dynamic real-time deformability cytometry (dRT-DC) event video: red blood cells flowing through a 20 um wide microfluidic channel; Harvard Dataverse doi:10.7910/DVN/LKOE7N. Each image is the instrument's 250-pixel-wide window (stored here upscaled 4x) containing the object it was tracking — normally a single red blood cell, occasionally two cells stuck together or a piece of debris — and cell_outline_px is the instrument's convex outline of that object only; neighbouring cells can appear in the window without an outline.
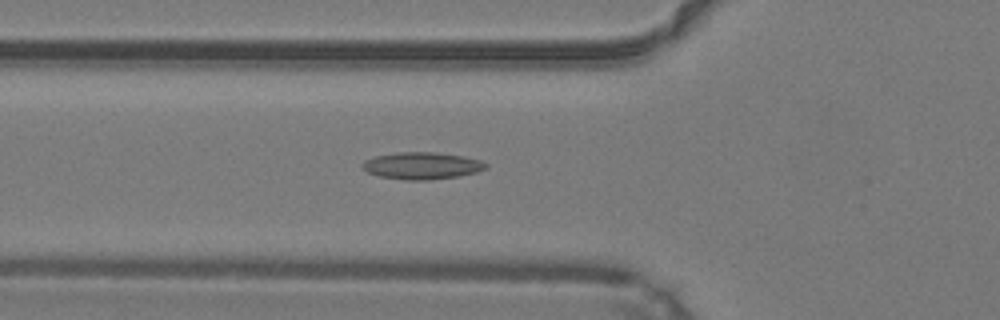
{"species": "common noctule bat (a hibernating species)", "species_latin": "Nyctalus noctula", "temperature_condition": "warm", "stored_images_in_passage": 45, "camera_frame_rate_fps": 3000, "um_per_image_px": 0.085, "animal": {"sex": "male", "body_mass_g": 19.2, "forearm_length_mm": 51.8}, "frame": {"image": 1, "passage_image": 14, "time_ms": 4.333, "image_size_px": [1000, 320], "cell_outline_px": [[488, 168], [476, 172], [460, 176], [428, 180], [404, 180], [380, 176], [368, 172], [364, 168], [364, 160], [376, 156], [396, 152], [432, 152], [460, 156], [480, 160], [488, 164]], "centroid_in_image_um": [35.89, 14.09], "position_along_channel_um": 89.9, "area_um2": 19.25}}
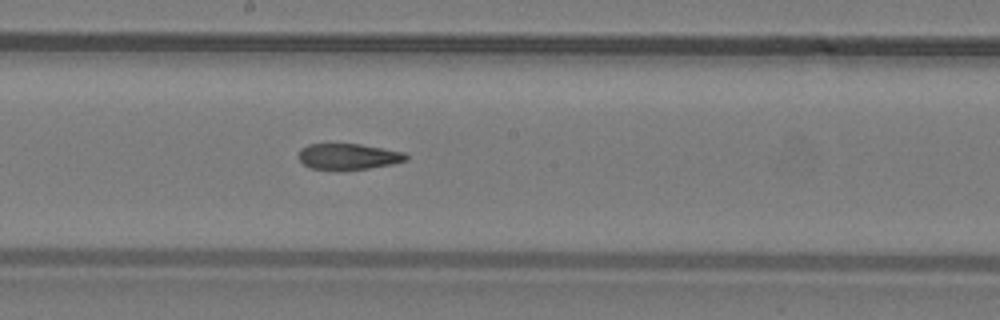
{"frame": {"image": 2, "passage_image": 23, "time_ms": 7.333, "image_size_px": [1000, 320], "cell_outline_px": [[408, 160], [392, 164], [368, 168], [308, 168], [300, 160], [300, 148], [308, 144], [360, 144], [404, 152], [408, 156]], "centroid_in_image_um": [29.63, 13.28], "position_along_channel_um": 218.6, "area_um2": 15.78}}
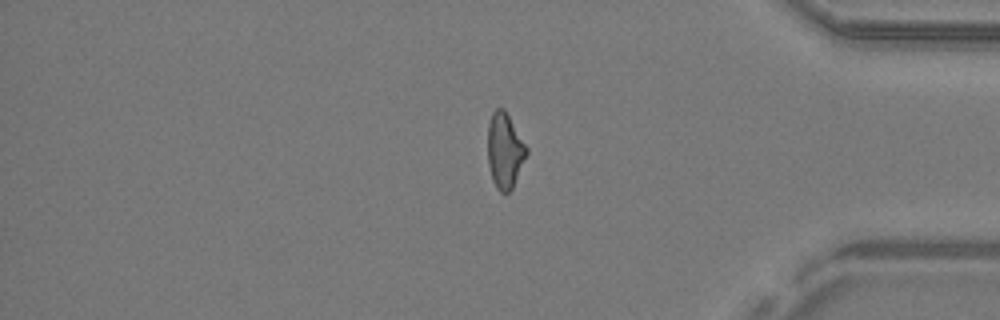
{"frame": {"image": 3, "passage_image": 37, "time_ms": 12.0, "image_size_px": [1000, 320], "cell_outline_px": [[528, 152], [512, 188], [508, 192], [500, 192], [496, 188], [492, 180], [488, 164], [488, 124], [492, 112], [496, 108], [504, 108], [528, 148]], "centroid_in_image_um": [42.89, 12.79], "position_along_channel_um": 392.3, "area_um2": 16.99}, "authors_computed_cell_mechanics": {"area_um2": 17.5134, "velocity_mm_per_s": 4.2665, "shape_relaxation_time_tau1_ms": null, "shape_relaxation_time_tau2_ms": 4.0417, "deformation_change_tau1": null, "deformation_change_tau2": 0.1432}}